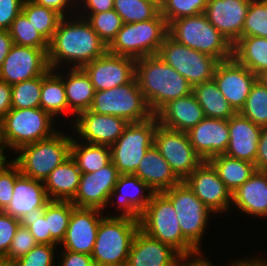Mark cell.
<instances>
[{
  "label": "cell",
  "mask_w": 267,
  "mask_h": 266,
  "mask_svg": "<svg viewBox=\"0 0 267 266\" xmlns=\"http://www.w3.org/2000/svg\"><path fill=\"white\" fill-rule=\"evenodd\" d=\"M66 17L61 19L49 42L48 63L52 70L66 62L72 64L70 68H83L108 51L85 18L80 15L68 20Z\"/></svg>",
  "instance_id": "6da1fadb"
},
{
  "label": "cell",
  "mask_w": 267,
  "mask_h": 266,
  "mask_svg": "<svg viewBox=\"0 0 267 266\" xmlns=\"http://www.w3.org/2000/svg\"><path fill=\"white\" fill-rule=\"evenodd\" d=\"M135 77L154 115L168 102L192 93L189 82L157 54L136 60Z\"/></svg>",
  "instance_id": "7a4b0ae2"
},
{
  "label": "cell",
  "mask_w": 267,
  "mask_h": 266,
  "mask_svg": "<svg viewBox=\"0 0 267 266\" xmlns=\"http://www.w3.org/2000/svg\"><path fill=\"white\" fill-rule=\"evenodd\" d=\"M139 229V220L122 216L103 217L91 254L95 266H125Z\"/></svg>",
  "instance_id": "3957f363"
},
{
  "label": "cell",
  "mask_w": 267,
  "mask_h": 266,
  "mask_svg": "<svg viewBox=\"0 0 267 266\" xmlns=\"http://www.w3.org/2000/svg\"><path fill=\"white\" fill-rule=\"evenodd\" d=\"M168 35L176 42L218 61L233 57V45L207 19L204 13L173 20Z\"/></svg>",
  "instance_id": "277c9868"
},
{
  "label": "cell",
  "mask_w": 267,
  "mask_h": 266,
  "mask_svg": "<svg viewBox=\"0 0 267 266\" xmlns=\"http://www.w3.org/2000/svg\"><path fill=\"white\" fill-rule=\"evenodd\" d=\"M139 223L144 233L171 246L181 256L199 252L183 236L173 205L162 193L152 195Z\"/></svg>",
  "instance_id": "5b68a950"
},
{
  "label": "cell",
  "mask_w": 267,
  "mask_h": 266,
  "mask_svg": "<svg viewBox=\"0 0 267 266\" xmlns=\"http://www.w3.org/2000/svg\"><path fill=\"white\" fill-rule=\"evenodd\" d=\"M167 35L168 24L161 13L151 20L124 23L108 46V52L135 60L156 55Z\"/></svg>",
  "instance_id": "8992f818"
},
{
  "label": "cell",
  "mask_w": 267,
  "mask_h": 266,
  "mask_svg": "<svg viewBox=\"0 0 267 266\" xmlns=\"http://www.w3.org/2000/svg\"><path fill=\"white\" fill-rule=\"evenodd\" d=\"M62 134V135H61ZM72 137L56 132L50 138L21 147L12 159L22 175L45 181L49 174L71 156Z\"/></svg>",
  "instance_id": "52a82bcc"
},
{
  "label": "cell",
  "mask_w": 267,
  "mask_h": 266,
  "mask_svg": "<svg viewBox=\"0 0 267 266\" xmlns=\"http://www.w3.org/2000/svg\"><path fill=\"white\" fill-rule=\"evenodd\" d=\"M54 118L40 107L11 108L2 118L3 138L7 149L18 151L21 147L53 136ZM52 130V131H51Z\"/></svg>",
  "instance_id": "ba28073f"
},
{
  "label": "cell",
  "mask_w": 267,
  "mask_h": 266,
  "mask_svg": "<svg viewBox=\"0 0 267 266\" xmlns=\"http://www.w3.org/2000/svg\"><path fill=\"white\" fill-rule=\"evenodd\" d=\"M97 114H108L128 123L142 122L154 116L145 100L136 77L129 83L108 90L95 91L89 108Z\"/></svg>",
  "instance_id": "9c48e42d"
},
{
  "label": "cell",
  "mask_w": 267,
  "mask_h": 266,
  "mask_svg": "<svg viewBox=\"0 0 267 266\" xmlns=\"http://www.w3.org/2000/svg\"><path fill=\"white\" fill-rule=\"evenodd\" d=\"M157 125L155 115L142 122L129 123L122 135L110 146L111 162L120 175L135 174L147 150L154 145Z\"/></svg>",
  "instance_id": "30bf717a"
},
{
  "label": "cell",
  "mask_w": 267,
  "mask_h": 266,
  "mask_svg": "<svg viewBox=\"0 0 267 266\" xmlns=\"http://www.w3.org/2000/svg\"><path fill=\"white\" fill-rule=\"evenodd\" d=\"M161 193L172 203L183 236L201 252L200 244L212 212L184 181Z\"/></svg>",
  "instance_id": "8fae6325"
},
{
  "label": "cell",
  "mask_w": 267,
  "mask_h": 266,
  "mask_svg": "<svg viewBox=\"0 0 267 266\" xmlns=\"http://www.w3.org/2000/svg\"><path fill=\"white\" fill-rule=\"evenodd\" d=\"M173 67L193 87L213 79L218 60L182 45L169 35L164 38L157 54Z\"/></svg>",
  "instance_id": "7c38bea8"
},
{
  "label": "cell",
  "mask_w": 267,
  "mask_h": 266,
  "mask_svg": "<svg viewBox=\"0 0 267 266\" xmlns=\"http://www.w3.org/2000/svg\"><path fill=\"white\" fill-rule=\"evenodd\" d=\"M154 145L181 181L204 162L191 145L187 132L170 129L158 123Z\"/></svg>",
  "instance_id": "4fadbf2b"
},
{
  "label": "cell",
  "mask_w": 267,
  "mask_h": 266,
  "mask_svg": "<svg viewBox=\"0 0 267 266\" xmlns=\"http://www.w3.org/2000/svg\"><path fill=\"white\" fill-rule=\"evenodd\" d=\"M49 70L48 50L13 44L0 68V79L13 85L43 76Z\"/></svg>",
  "instance_id": "5bb4252c"
},
{
  "label": "cell",
  "mask_w": 267,
  "mask_h": 266,
  "mask_svg": "<svg viewBox=\"0 0 267 266\" xmlns=\"http://www.w3.org/2000/svg\"><path fill=\"white\" fill-rule=\"evenodd\" d=\"M95 91L108 90L129 83L136 75V60L108 51L83 67Z\"/></svg>",
  "instance_id": "9a60e30c"
},
{
  "label": "cell",
  "mask_w": 267,
  "mask_h": 266,
  "mask_svg": "<svg viewBox=\"0 0 267 266\" xmlns=\"http://www.w3.org/2000/svg\"><path fill=\"white\" fill-rule=\"evenodd\" d=\"M184 182L213 213H224L232 207V194L208 162H202Z\"/></svg>",
  "instance_id": "2e32d148"
},
{
  "label": "cell",
  "mask_w": 267,
  "mask_h": 266,
  "mask_svg": "<svg viewBox=\"0 0 267 266\" xmlns=\"http://www.w3.org/2000/svg\"><path fill=\"white\" fill-rule=\"evenodd\" d=\"M213 79L228 103L238 113L246 103L256 81V74L232 57L218 62Z\"/></svg>",
  "instance_id": "e0dca14e"
},
{
  "label": "cell",
  "mask_w": 267,
  "mask_h": 266,
  "mask_svg": "<svg viewBox=\"0 0 267 266\" xmlns=\"http://www.w3.org/2000/svg\"><path fill=\"white\" fill-rule=\"evenodd\" d=\"M119 176L112 162L94 173H82L77 193L71 202L79 208H96L104 212Z\"/></svg>",
  "instance_id": "ac0fdd59"
},
{
  "label": "cell",
  "mask_w": 267,
  "mask_h": 266,
  "mask_svg": "<svg viewBox=\"0 0 267 266\" xmlns=\"http://www.w3.org/2000/svg\"><path fill=\"white\" fill-rule=\"evenodd\" d=\"M73 124L74 133L78 132L83 142L111 146L129 123L121 117L86 110L74 118Z\"/></svg>",
  "instance_id": "d6986e66"
},
{
  "label": "cell",
  "mask_w": 267,
  "mask_h": 266,
  "mask_svg": "<svg viewBox=\"0 0 267 266\" xmlns=\"http://www.w3.org/2000/svg\"><path fill=\"white\" fill-rule=\"evenodd\" d=\"M96 208L72 210V215L64 239L60 245L64 250L91 255L95 245L99 223L104 216Z\"/></svg>",
  "instance_id": "ffe728a7"
},
{
  "label": "cell",
  "mask_w": 267,
  "mask_h": 266,
  "mask_svg": "<svg viewBox=\"0 0 267 266\" xmlns=\"http://www.w3.org/2000/svg\"><path fill=\"white\" fill-rule=\"evenodd\" d=\"M251 0H208L204 14L208 21L234 45L242 37V28Z\"/></svg>",
  "instance_id": "44dd1931"
},
{
  "label": "cell",
  "mask_w": 267,
  "mask_h": 266,
  "mask_svg": "<svg viewBox=\"0 0 267 266\" xmlns=\"http://www.w3.org/2000/svg\"><path fill=\"white\" fill-rule=\"evenodd\" d=\"M191 145L203 161L225 154L229 144L228 120L205 117L188 132Z\"/></svg>",
  "instance_id": "7402d4cb"
},
{
  "label": "cell",
  "mask_w": 267,
  "mask_h": 266,
  "mask_svg": "<svg viewBox=\"0 0 267 266\" xmlns=\"http://www.w3.org/2000/svg\"><path fill=\"white\" fill-rule=\"evenodd\" d=\"M144 191L147 192V194L143 193ZM153 194V190L138 176L134 174L120 175L114 190L110 194L108 204L112 202L111 199H115V195V197L118 198L117 209L118 211L120 210L119 212H122L113 216L140 220L141 214L146 209Z\"/></svg>",
  "instance_id": "603a6c76"
},
{
  "label": "cell",
  "mask_w": 267,
  "mask_h": 266,
  "mask_svg": "<svg viewBox=\"0 0 267 266\" xmlns=\"http://www.w3.org/2000/svg\"><path fill=\"white\" fill-rule=\"evenodd\" d=\"M180 257L171 246L139 229L132 241L126 266H176Z\"/></svg>",
  "instance_id": "cb8c5ba5"
},
{
  "label": "cell",
  "mask_w": 267,
  "mask_h": 266,
  "mask_svg": "<svg viewBox=\"0 0 267 266\" xmlns=\"http://www.w3.org/2000/svg\"><path fill=\"white\" fill-rule=\"evenodd\" d=\"M262 128L239 112L229 118V144L225 155L255 164Z\"/></svg>",
  "instance_id": "d4e9b609"
},
{
  "label": "cell",
  "mask_w": 267,
  "mask_h": 266,
  "mask_svg": "<svg viewBox=\"0 0 267 266\" xmlns=\"http://www.w3.org/2000/svg\"><path fill=\"white\" fill-rule=\"evenodd\" d=\"M155 116L162 126L182 132H188L205 118L192 93L168 102Z\"/></svg>",
  "instance_id": "484cf974"
},
{
  "label": "cell",
  "mask_w": 267,
  "mask_h": 266,
  "mask_svg": "<svg viewBox=\"0 0 267 266\" xmlns=\"http://www.w3.org/2000/svg\"><path fill=\"white\" fill-rule=\"evenodd\" d=\"M49 201L43 181L21 174L16 179L12 199L4 212L19 220L24 214L43 208Z\"/></svg>",
  "instance_id": "4316f807"
},
{
  "label": "cell",
  "mask_w": 267,
  "mask_h": 266,
  "mask_svg": "<svg viewBox=\"0 0 267 266\" xmlns=\"http://www.w3.org/2000/svg\"><path fill=\"white\" fill-rule=\"evenodd\" d=\"M232 203L249 216L267 217V171L256 170L232 193Z\"/></svg>",
  "instance_id": "83f0119b"
},
{
  "label": "cell",
  "mask_w": 267,
  "mask_h": 266,
  "mask_svg": "<svg viewBox=\"0 0 267 266\" xmlns=\"http://www.w3.org/2000/svg\"><path fill=\"white\" fill-rule=\"evenodd\" d=\"M134 175L145 182L154 193L171 189L181 182L155 145L147 150Z\"/></svg>",
  "instance_id": "f1b7e54d"
},
{
  "label": "cell",
  "mask_w": 267,
  "mask_h": 266,
  "mask_svg": "<svg viewBox=\"0 0 267 266\" xmlns=\"http://www.w3.org/2000/svg\"><path fill=\"white\" fill-rule=\"evenodd\" d=\"M81 174L71 156L57 166L44 181L49 200L71 201L77 193Z\"/></svg>",
  "instance_id": "f546056e"
},
{
  "label": "cell",
  "mask_w": 267,
  "mask_h": 266,
  "mask_svg": "<svg viewBox=\"0 0 267 266\" xmlns=\"http://www.w3.org/2000/svg\"><path fill=\"white\" fill-rule=\"evenodd\" d=\"M68 75L63 77L68 109L75 117L86 110H89L95 89L90 77L83 68H69Z\"/></svg>",
  "instance_id": "4dcf8cb0"
},
{
  "label": "cell",
  "mask_w": 267,
  "mask_h": 266,
  "mask_svg": "<svg viewBox=\"0 0 267 266\" xmlns=\"http://www.w3.org/2000/svg\"><path fill=\"white\" fill-rule=\"evenodd\" d=\"M208 162L217 171L220 180L231 194L242 186L256 171L255 164L232 158L225 154L214 156Z\"/></svg>",
  "instance_id": "1f68e13d"
},
{
  "label": "cell",
  "mask_w": 267,
  "mask_h": 266,
  "mask_svg": "<svg viewBox=\"0 0 267 266\" xmlns=\"http://www.w3.org/2000/svg\"><path fill=\"white\" fill-rule=\"evenodd\" d=\"M192 94L202 107L205 117L228 120L237 113L219 90L214 79L193 86Z\"/></svg>",
  "instance_id": "d6a6232c"
},
{
  "label": "cell",
  "mask_w": 267,
  "mask_h": 266,
  "mask_svg": "<svg viewBox=\"0 0 267 266\" xmlns=\"http://www.w3.org/2000/svg\"><path fill=\"white\" fill-rule=\"evenodd\" d=\"M50 69L42 76V89L40 94V108L49 113L53 118L65 114L68 109L63 75ZM66 111V112H65Z\"/></svg>",
  "instance_id": "836d02e7"
},
{
  "label": "cell",
  "mask_w": 267,
  "mask_h": 266,
  "mask_svg": "<svg viewBox=\"0 0 267 266\" xmlns=\"http://www.w3.org/2000/svg\"><path fill=\"white\" fill-rule=\"evenodd\" d=\"M77 141L72 137L71 157L82 173H94L111 162L110 146Z\"/></svg>",
  "instance_id": "e575fe53"
},
{
  "label": "cell",
  "mask_w": 267,
  "mask_h": 266,
  "mask_svg": "<svg viewBox=\"0 0 267 266\" xmlns=\"http://www.w3.org/2000/svg\"><path fill=\"white\" fill-rule=\"evenodd\" d=\"M233 57L254 74L267 68V38L241 37L233 45Z\"/></svg>",
  "instance_id": "d590c367"
},
{
  "label": "cell",
  "mask_w": 267,
  "mask_h": 266,
  "mask_svg": "<svg viewBox=\"0 0 267 266\" xmlns=\"http://www.w3.org/2000/svg\"><path fill=\"white\" fill-rule=\"evenodd\" d=\"M22 12L26 15L35 29L50 42L59 22L63 18L56 11L35 4L31 0H24Z\"/></svg>",
  "instance_id": "8d00e7d4"
},
{
  "label": "cell",
  "mask_w": 267,
  "mask_h": 266,
  "mask_svg": "<svg viewBox=\"0 0 267 266\" xmlns=\"http://www.w3.org/2000/svg\"><path fill=\"white\" fill-rule=\"evenodd\" d=\"M114 10L123 23L142 22L160 13V3L155 0H114Z\"/></svg>",
  "instance_id": "74e56055"
},
{
  "label": "cell",
  "mask_w": 267,
  "mask_h": 266,
  "mask_svg": "<svg viewBox=\"0 0 267 266\" xmlns=\"http://www.w3.org/2000/svg\"><path fill=\"white\" fill-rule=\"evenodd\" d=\"M75 207L71 201L60 200H50L45 205L44 216L48 219V231L58 244L64 239L72 210Z\"/></svg>",
  "instance_id": "f35d334b"
},
{
  "label": "cell",
  "mask_w": 267,
  "mask_h": 266,
  "mask_svg": "<svg viewBox=\"0 0 267 266\" xmlns=\"http://www.w3.org/2000/svg\"><path fill=\"white\" fill-rule=\"evenodd\" d=\"M239 113L254 124L267 127V85L256 80Z\"/></svg>",
  "instance_id": "ab89813d"
},
{
  "label": "cell",
  "mask_w": 267,
  "mask_h": 266,
  "mask_svg": "<svg viewBox=\"0 0 267 266\" xmlns=\"http://www.w3.org/2000/svg\"><path fill=\"white\" fill-rule=\"evenodd\" d=\"M9 32L15 45L49 49V42L34 28L22 11L13 20Z\"/></svg>",
  "instance_id": "60d3db41"
},
{
  "label": "cell",
  "mask_w": 267,
  "mask_h": 266,
  "mask_svg": "<svg viewBox=\"0 0 267 266\" xmlns=\"http://www.w3.org/2000/svg\"><path fill=\"white\" fill-rule=\"evenodd\" d=\"M42 76L11 85V103L14 109L40 107Z\"/></svg>",
  "instance_id": "b9f144b4"
},
{
  "label": "cell",
  "mask_w": 267,
  "mask_h": 266,
  "mask_svg": "<svg viewBox=\"0 0 267 266\" xmlns=\"http://www.w3.org/2000/svg\"><path fill=\"white\" fill-rule=\"evenodd\" d=\"M83 18L88 21L107 47L115 39L124 24L122 18L114 9L99 13H88L87 18L86 16Z\"/></svg>",
  "instance_id": "7bdbcfd3"
},
{
  "label": "cell",
  "mask_w": 267,
  "mask_h": 266,
  "mask_svg": "<svg viewBox=\"0 0 267 266\" xmlns=\"http://www.w3.org/2000/svg\"><path fill=\"white\" fill-rule=\"evenodd\" d=\"M208 0H162L160 13L169 25L173 20L204 13Z\"/></svg>",
  "instance_id": "ee69618b"
},
{
  "label": "cell",
  "mask_w": 267,
  "mask_h": 266,
  "mask_svg": "<svg viewBox=\"0 0 267 266\" xmlns=\"http://www.w3.org/2000/svg\"><path fill=\"white\" fill-rule=\"evenodd\" d=\"M267 38V0H251L242 28V37Z\"/></svg>",
  "instance_id": "f6af8a7d"
},
{
  "label": "cell",
  "mask_w": 267,
  "mask_h": 266,
  "mask_svg": "<svg viewBox=\"0 0 267 266\" xmlns=\"http://www.w3.org/2000/svg\"><path fill=\"white\" fill-rule=\"evenodd\" d=\"M45 206L24 214L19 219L20 226L29 229L38 244L59 245L48 231V219L44 216Z\"/></svg>",
  "instance_id": "bcb514c9"
},
{
  "label": "cell",
  "mask_w": 267,
  "mask_h": 266,
  "mask_svg": "<svg viewBox=\"0 0 267 266\" xmlns=\"http://www.w3.org/2000/svg\"><path fill=\"white\" fill-rule=\"evenodd\" d=\"M56 245L37 244L26 255L15 260V266H54Z\"/></svg>",
  "instance_id": "7dc6e473"
},
{
  "label": "cell",
  "mask_w": 267,
  "mask_h": 266,
  "mask_svg": "<svg viewBox=\"0 0 267 266\" xmlns=\"http://www.w3.org/2000/svg\"><path fill=\"white\" fill-rule=\"evenodd\" d=\"M20 175L19 166L13 160L0 169V211H4L9 205L16 179Z\"/></svg>",
  "instance_id": "c3c4849f"
},
{
  "label": "cell",
  "mask_w": 267,
  "mask_h": 266,
  "mask_svg": "<svg viewBox=\"0 0 267 266\" xmlns=\"http://www.w3.org/2000/svg\"><path fill=\"white\" fill-rule=\"evenodd\" d=\"M37 244L38 243L36 242L34 236L30 233L29 229L19 226L15 236L13 237L6 257L15 261L19 257L26 255Z\"/></svg>",
  "instance_id": "681fc988"
},
{
  "label": "cell",
  "mask_w": 267,
  "mask_h": 266,
  "mask_svg": "<svg viewBox=\"0 0 267 266\" xmlns=\"http://www.w3.org/2000/svg\"><path fill=\"white\" fill-rule=\"evenodd\" d=\"M20 226L18 219L0 211V256H6Z\"/></svg>",
  "instance_id": "f907efd6"
},
{
  "label": "cell",
  "mask_w": 267,
  "mask_h": 266,
  "mask_svg": "<svg viewBox=\"0 0 267 266\" xmlns=\"http://www.w3.org/2000/svg\"><path fill=\"white\" fill-rule=\"evenodd\" d=\"M24 0H0V30H9L22 11Z\"/></svg>",
  "instance_id": "816d5d0a"
},
{
  "label": "cell",
  "mask_w": 267,
  "mask_h": 266,
  "mask_svg": "<svg viewBox=\"0 0 267 266\" xmlns=\"http://www.w3.org/2000/svg\"><path fill=\"white\" fill-rule=\"evenodd\" d=\"M61 254V262L57 266H95L91 255L70 250H62Z\"/></svg>",
  "instance_id": "f5cc1de1"
},
{
  "label": "cell",
  "mask_w": 267,
  "mask_h": 266,
  "mask_svg": "<svg viewBox=\"0 0 267 266\" xmlns=\"http://www.w3.org/2000/svg\"><path fill=\"white\" fill-rule=\"evenodd\" d=\"M256 170L267 171V127H263L258 143V153L255 159Z\"/></svg>",
  "instance_id": "db71d44e"
},
{
  "label": "cell",
  "mask_w": 267,
  "mask_h": 266,
  "mask_svg": "<svg viewBox=\"0 0 267 266\" xmlns=\"http://www.w3.org/2000/svg\"><path fill=\"white\" fill-rule=\"evenodd\" d=\"M80 4L84 9L83 12L87 13H99L103 11H109L114 9V0H80Z\"/></svg>",
  "instance_id": "11a10c76"
},
{
  "label": "cell",
  "mask_w": 267,
  "mask_h": 266,
  "mask_svg": "<svg viewBox=\"0 0 267 266\" xmlns=\"http://www.w3.org/2000/svg\"><path fill=\"white\" fill-rule=\"evenodd\" d=\"M31 1L34 2L35 4L45 6L46 8L56 11L62 17H65V15L67 14L66 11H67V8H69V6L71 9L73 2L77 3V0L75 1L74 0H31Z\"/></svg>",
  "instance_id": "9f6ffc18"
},
{
  "label": "cell",
  "mask_w": 267,
  "mask_h": 266,
  "mask_svg": "<svg viewBox=\"0 0 267 266\" xmlns=\"http://www.w3.org/2000/svg\"><path fill=\"white\" fill-rule=\"evenodd\" d=\"M12 108L11 85L0 79V118Z\"/></svg>",
  "instance_id": "6f0895ef"
},
{
  "label": "cell",
  "mask_w": 267,
  "mask_h": 266,
  "mask_svg": "<svg viewBox=\"0 0 267 266\" xmlns=\"http://www.w3.org/2000/svg\"><path fill=\"white\" fill-rule=\"evenodd\" d=\"M201 254L203 255L202 251L190 256H181L178 259L176 266H214L211 261L209 262L208 259L201 256ZM191 257H193V259H191Z\"/></svg>",
  "instance_id": "680465c9"
},
{
  "label": "cell",
  "mask_w": 267,
  "mask_h": 266,
  "mask_svg": "<svg viewBox=\"0 0 267 266\" xmlns=\"http://www.w3.org/2000/svg\"><path fill=\"white\" fill-rule=\"evenodd\" d=\"M12 45L13 40L9 30H0V68Z\"/></svg>",
  "instance_id": "91938a15"
},
{
  "label": "cell",
  "mask_w": 267,
  "mask_h": 266,
  "mask_svg": "<svg viewBox=\"0 0 267 266\" xmlns=\"http://www.w3.org/2000/svg\"><path fill=\"white\" fill-rule=\"evenodd\" d=\"M228 266H267V261L265 259L262 260L260 257H252L251 259L248 258L233 261V263H230Z\"/></svg>",
  "instance_id": "94428289"
},
{
  "label": "cell",
  "mask_w": 267,
  "mask_h": 266,
  "mask_svg": "<svg viewBox=\"0 0 267 266\" xmlns=\"http://www.w3.org/2000/svg\"><path fill=\"white\" fill-rule=\"evenodd\" d=\"M4 148L7 149L6 144H0V168H4L9 163V160L4 155Z\"/></svg>",
  "instance_id": "6125c7cd"
},
{
  "label": "cell",
  "mask_w": 267,
  "mask_h": 266,
  "mask_svg": "<svg viewBox=\"0 0 267 266\" xmlns=\"http://www.w3.org/2000/svg\"><path fill=\"white\" fill-rule=\"evenodd\" d=\"M256 80L261 84L267 85V68L262 69L256 74Z\"/></svg>",
  "instance_id": "be15d7a7"
},
{
  "label": "cell",
  "mask_w": 267,
  "mask_h": 266,
  "mask_svg": "<svg viewBox=\"0 0 267 266\" xmlns=\"http://www.w3.org/2000/svg\"><path fill=\"white\" fill-rule=\"evenodd\" d=\"M0 266H15V262L6 256H0Z\"/></svg>",
  "instance_id": "e7e4bbea"
},
{
  "label": "cell",
  "mask_w": 267,
  "mask_h": 266,
  "mask_svg": "<svg viewBox=\"0 0 267 266\" xmlns=\"http://www.w3.org/2000/svg\"><path fill=\"white\" fill-rule=\"evenodd\" d=\"M0 144H5L3 138V127H2V119L0 118Z\"/></svg>",
  "instance_id": "03108f58"
}]
</instances>
